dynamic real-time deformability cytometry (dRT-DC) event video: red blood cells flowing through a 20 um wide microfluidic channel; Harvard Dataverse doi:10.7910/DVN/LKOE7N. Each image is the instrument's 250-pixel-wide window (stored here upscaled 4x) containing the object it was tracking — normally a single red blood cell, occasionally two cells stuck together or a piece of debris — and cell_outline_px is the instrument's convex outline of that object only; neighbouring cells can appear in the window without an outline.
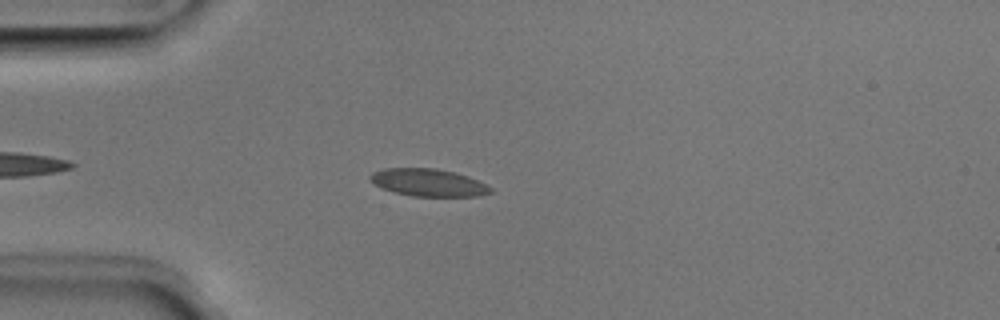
{"species": "Egyptian fruit bat (a non-hibernating species)", "species_latin": "Rousettus aegyptiacus", "temperature_condition": "room temperature", "stored_images_in_passage": 41, "camera_frame_rate_fps": 3000, "um_per_image_px": 0.085, "animal": {"sex": "male"}, "frame": {"image": 1, "passage_image": 7, "time_ms": 2.0, "image_size_px": [1000, 320], "cell_outline_px": [[492, 192], [480, 196], [412, 196], [396, 192], [384, 188], [376, 184], [368, 176], [372, 172], [384, 168], [436, 168], [468, 176], [492, 188]], "centroid_in_image_um": [36.41, 15.51], "position_along_channel_um": 48.6, "area_um2": 18.96}}
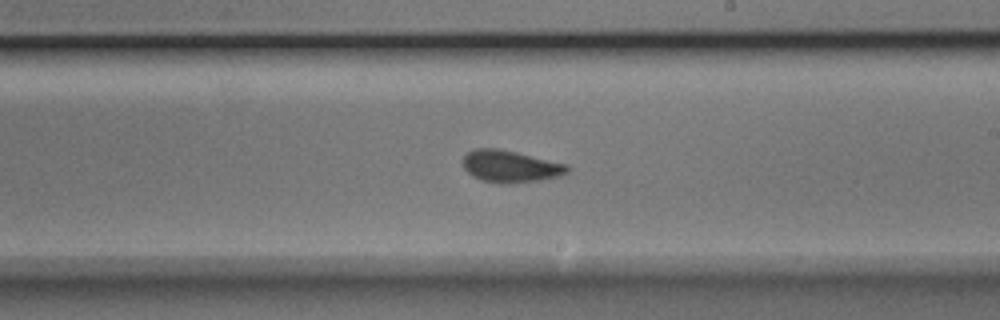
{"frame": {"image": 2, "passage_image": 23, "time_ms": 7.333, "image_size_px": [1000, 320], "cell_outline_px": [[572, 168], [568, 172], [560, 176], [540, 180], [504, 184], [500, 184], [480, 180], [472, 176], [464, 168], [464, 156], [468, 152], [476, 148], [496, 148], [516, 152], [568, 164]], "centroid_in_image_um": [43.41, 14.15], "position_along_channel_um": 245.6, "area_um2": 19.54}}
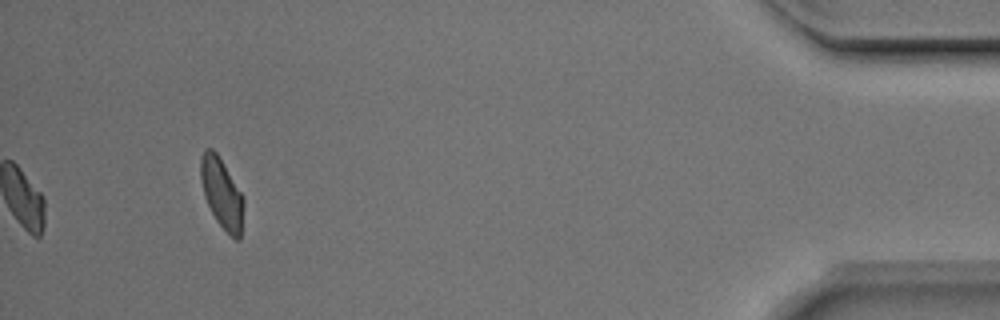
{"frame": {"image": 3, "passage_image": 41, "time_ms": 13.333, "image_size_px": [1000, 320], "cell_outline_px": [[244, 204], [240, 240], [236, 240], [216, 220], [204, 196], [200, 176], [200, 156], [204, 148], [212, 148], [216, 152], [244, 196]], "centroid_in_image_um": [18.85, 16.39], "position_along_channel_um": 416.4, "area_um2": 17.51}, "authors_computed_cell_mechanics": {"area_um2": 18.9584, "velocity_mm_per_s": 3.9674, "shape_relaxation_time_tau1_ms": 2.1293, "shape_relaxation_time_tau2_ms": 0.7121, "deformation_change_tau1": 0.1086, "deformation_change_tau2": 0.0711}}